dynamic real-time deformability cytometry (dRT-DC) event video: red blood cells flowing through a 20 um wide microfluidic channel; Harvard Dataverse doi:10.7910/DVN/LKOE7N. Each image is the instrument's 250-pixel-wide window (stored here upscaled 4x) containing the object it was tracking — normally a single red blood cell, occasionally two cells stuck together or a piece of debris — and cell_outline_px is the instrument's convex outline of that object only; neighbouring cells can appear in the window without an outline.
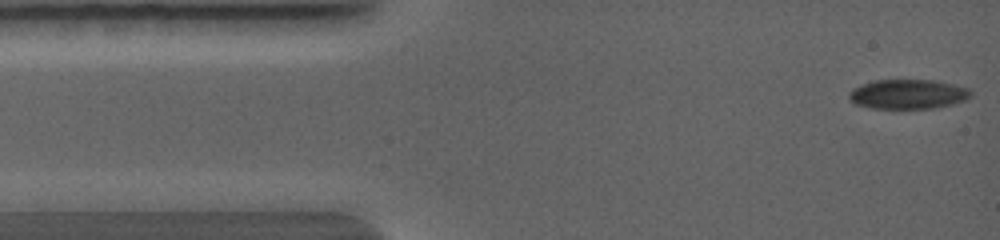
{"species": "common noctule bat (a hibernating species)", "species_latin": "Nyctalus noctula", "temperature_condition": "warm", "stored_images_in_passage": 78, "camera_frame_rate_fps": 5000, "um_per_image_px": 0.085, "animal": {"sex": "female", "body_mass_g": 19.0, "forearm_length_mm": 56.7}, "frame": {"image": 1, "passage_image": 1, "time_ms": 0.0, "image_size_px": [1000, 240], "cell_outline_px": [[972, 96], [968, 100], [936, 108], [868, 108], [856, 104], [848, 100], [848, 92], [852, 88], [860, 84], [872, 80], [932, 80], [952, 84], [968, 88], [972, 92]], "centroid_in_image_um": [77.15, 8.0], "position_along_channel_um": 7.9, "area_um2": 21.27}}
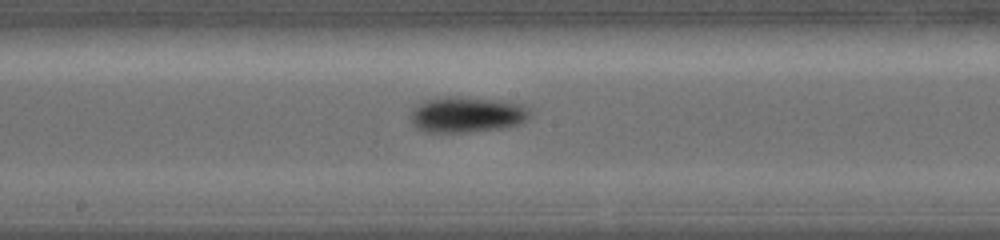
{"frame": {"image": 2, "passage_image": 34, "time_ms": 5.0, "image_size_px": [1000, 240], "cell_outline_px": [[528, 112], [520, 120], [512, 124], [488, 128], [424, 128], [416, 124], [412, 116], [412, 108], [416, 104], [424, 100], [436, 96], [460, 96], [500, 100], [520, 104], [528, 108]], "centroid_in_image_um": [39.64, 9.58], "position_along_channel_um": 208.6, "area_um2": 22.25}}
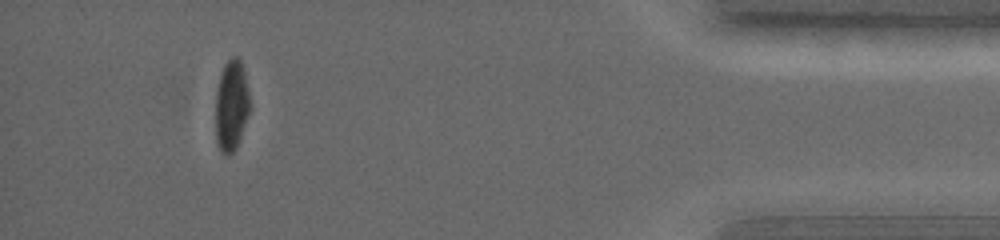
{"frame": {"image": 3, "passage_image": 67, "time_ms": 9.8, "image_size_px": [1000, 240], "cell_outline_px": [[248, 112], [236, 144], [228, 152], [220, 144], [216, 128], [216, 96], [220, 76], [224, 64], [232, 56], [240, 56], [244, 72], [248, 92]], "centroid_in_image_um": [19.67, 8.74], "position_along_channel_um": 415.5, "area_um2": 16.7}}